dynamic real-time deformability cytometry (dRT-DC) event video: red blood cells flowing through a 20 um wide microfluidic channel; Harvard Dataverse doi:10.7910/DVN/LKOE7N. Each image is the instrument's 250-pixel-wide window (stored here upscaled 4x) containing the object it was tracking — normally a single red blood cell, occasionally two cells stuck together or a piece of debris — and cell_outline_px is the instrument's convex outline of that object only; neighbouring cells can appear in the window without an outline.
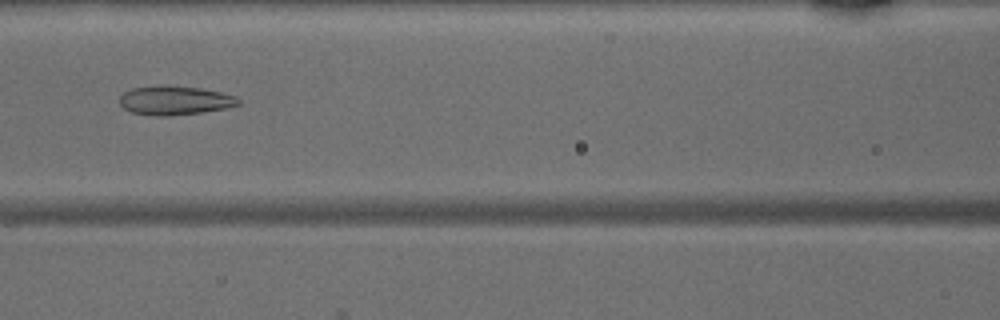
{"species": "common noctule bat (a hibernating species)", "species_latin": "Nyctalus noctula", "temperature_condition": "warm", "stored_images_in_passage": 38, "camera_frame_rate_fps": 3000, "um_per_image_px": 0.085, "animal": {"sex": "male", "body_mass_g": 15.6}, "frame": {"image": 1, "passage_image": 12, "time_ms": 3.667, "image_size_px": [1000, 320], "cell_outline_px": [[240, 104], [228, 108], [200, 112], [168, 116], [156, 116], [132, 112], [124, 108], [120, 104], [120, 96], [124, 92], [132, 88], [160, 84], [168, 84], [200, 88], [224, 92], [236, 96], [240, 100]], "centroid_in_image_um": [14.88, 8.51], "position_along_channel_um": 151.7, "area_um2": 20.4}}
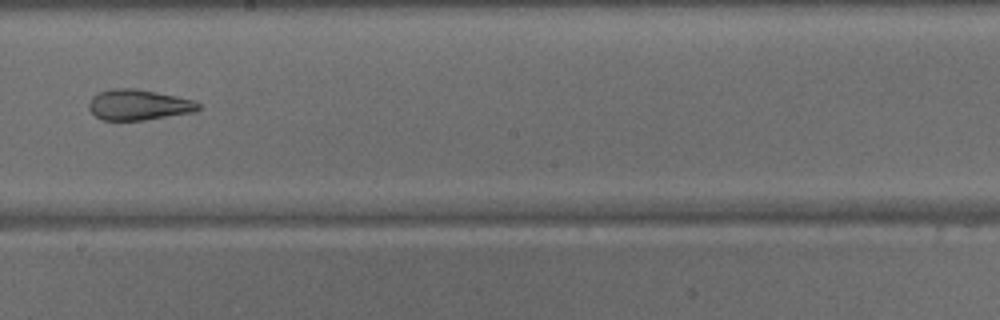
{"frame": {"image": 2, "passage_image": 18, "time_ms": 5.667, "image_size_px": [1000, 320], "cell_outline_px": [[200, 108], [196, 112], [144, 120], [100, 120], [88, 108], [88, 104], [92, 96], [100, 92], [112, 88], [136, 88], [196, 100], [200, 104]], "centroid_in_image_um": [11.79, 8.91], "position_along_channel_um": 236.4, "area_um2": 19.71}}
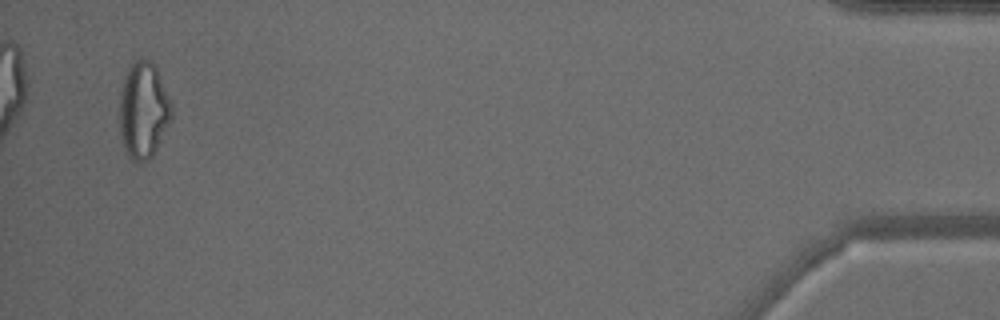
{"frame": {"image": 3, "passage_image": 37, "time_ms": 12.0, "image_size_px": [1000, 320], "cell_outline_px": [[172, 116], [152, 156], [148, 160], [140, 164], [136, 164], [128, 156], [120, 140], [120, 88], [128, 68], [132, 60], [144, 56], [152, 60], [156, 64], [172, 100]], "centroid_in_image_um": [12.19, 9.31], "position_along_channel_um": 423.0, "area_um2": 30.11}}